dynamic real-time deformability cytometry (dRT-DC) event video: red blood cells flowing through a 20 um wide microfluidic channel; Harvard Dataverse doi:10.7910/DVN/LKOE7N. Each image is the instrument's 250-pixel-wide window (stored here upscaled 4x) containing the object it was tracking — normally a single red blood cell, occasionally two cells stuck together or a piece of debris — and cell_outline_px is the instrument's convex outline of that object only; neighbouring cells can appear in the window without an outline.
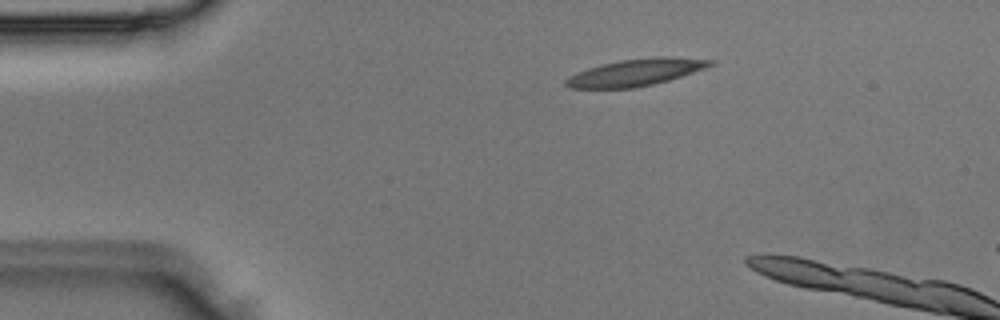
{"species": "Egyptian fruit bat (a non-hibernating species)", "species_latin": "Rousettus aegyptiacus", "temperature_condition": "room temperature", "stored_images_in_passage": 3, "camera_frame_rate_fps": 3000, "um_per_image_px": 0.085, "animal": {"sex": "male"}, "frame": {"image": 1, "passage_image": 2, "time_ms": 0.333, "image_size_px": [1000, 320], "cell_outline_px": [[716, 64], [668, 80], [636, 88], [568, 88], [564, 84], [564, 80], [588, 68], [620, 60], [656, 56], [668, 56], [716, 60]], "centroid_in_image_um": [54.08, 6.14], "position_along_channel_um": 30.9, "area_um2": 22.43}}